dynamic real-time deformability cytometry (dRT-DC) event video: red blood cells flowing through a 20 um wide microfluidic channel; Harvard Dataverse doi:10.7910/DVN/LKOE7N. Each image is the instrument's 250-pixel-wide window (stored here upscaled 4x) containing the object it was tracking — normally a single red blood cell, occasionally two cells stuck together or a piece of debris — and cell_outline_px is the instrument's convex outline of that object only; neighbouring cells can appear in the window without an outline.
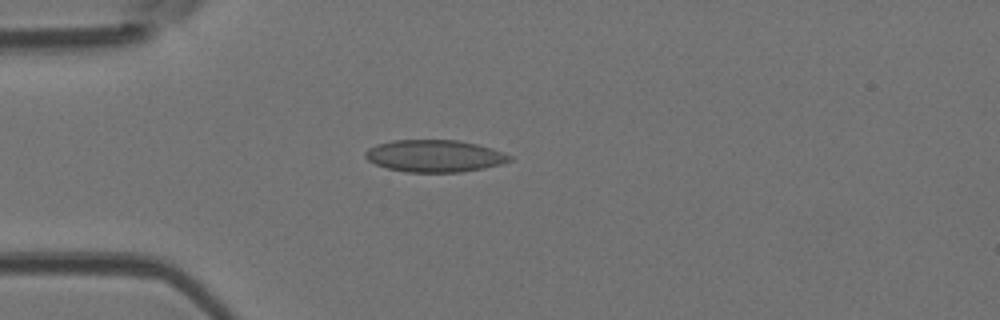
{"species": "Egyptian fruit bat (a non-hibernating species)", "species_latin": "Rousettus aegyptiacus", "temperature_condition": "room temperature", "stored_images_in_passage": 5, "camera_frame_rate_fps": 3000, "um_per_image_px": 0.085, "animal": {"sex": "female"}, "frame": {"image": 1, "passage_image": 4, "time_ms": 1.0, "image_size_px": [1000, 320], "cell_outline_px": [[512, 160], [500, 164], [484, 168], [460, 172], [408, 172], [388, 168], [376, 164], [368, 160], [364, 156], [364, 152], [368, 148], [392, 140], [456, 140], [476, 144], [492, 148], [512, 156]], "centroid_in_image_um": [36.94, 13.25], "position_along_channel_um": 48.1, "area_um2": 26.82}}